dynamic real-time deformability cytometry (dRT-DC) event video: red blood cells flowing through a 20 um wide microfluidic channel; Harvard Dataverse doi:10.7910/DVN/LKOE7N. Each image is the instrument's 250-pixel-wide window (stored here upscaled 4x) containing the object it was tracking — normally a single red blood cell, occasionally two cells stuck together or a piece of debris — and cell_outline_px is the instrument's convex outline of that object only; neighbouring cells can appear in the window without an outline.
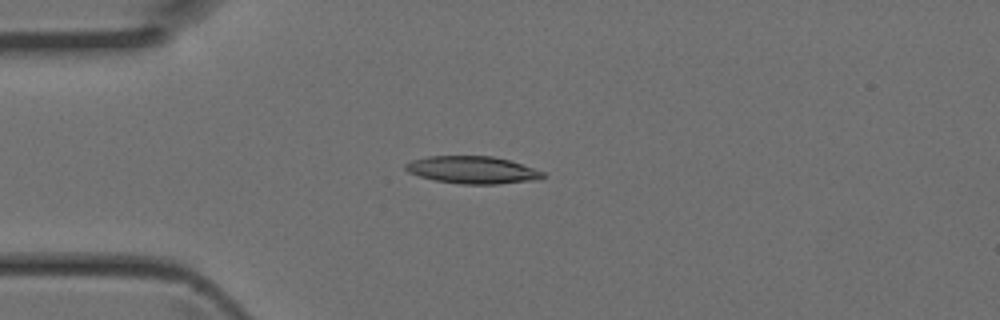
{"species": "Egyptian fruit bat (a non-hibernating species)", "species_latin": "Rousettus aegyptiacus", "temperature_condition": "room temperature", "stored_images_in_passage": 42, "camera_frame_rate_fps": 3000, "um_per_image_px": 0.085, "animal": {"sex": "female"}, "frame": {"image": 1, "passage_image": 10, "time_ms": 3.0, "image_size_px": [1000, 320], "cell_outline_px": [[548, 176], [540, 180], [500, 184], [460, 184], [436, 180], [420, 176], [408, 172], [404, 168], [404, 164], [412, 160], [428, 156], [492, 156], [508, 160], [544, 172]], "centroid_in_image_um": [40.19, 14.45], "position_along_channel_um": 44.8, "area_um2": 21.96}}
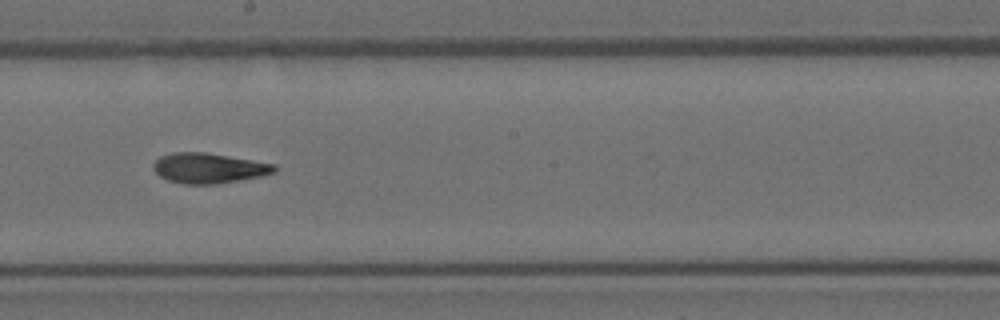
{"frame": {"image": 2, "passage_image": 23, "time_ms": 7.333, "image_size_px": [1000, 320], "cell_outline_px": [[276, 172], [260, 176], [216, 184], [184, 184], [168, 180], [160, 176], [152, 168], [152, 164], [160, 156], [172, 152], [204, 152], [276, 164]], "centroid_in_image_um": [17.72, 14.28], "position_along_channel_um": 230.5, "area_um2": 21.21}}
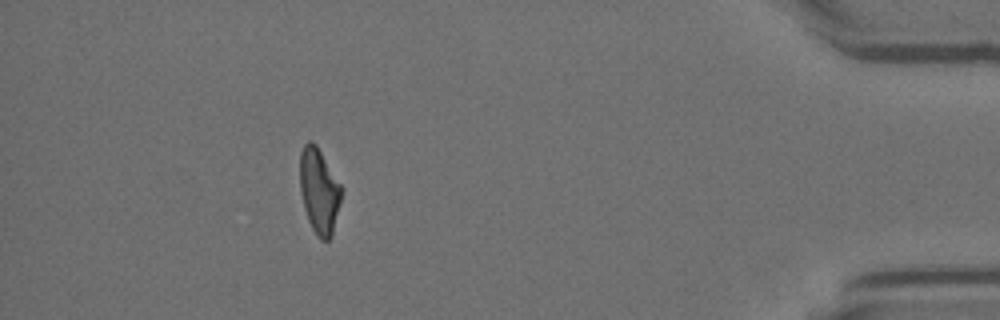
{"frame": {"image": 3, "passage_image": 38, "time_ms": 12.333, "image_size_px": [1000, 320], "cell_outline_px": [[344, 188], [332, 236], [328, 240], [320, 240], [316, 236], [308, 220], [304, 208], [300, 192], [300, 152], [304, 144], [308, 140], [312, 140], [316, 144]], "centroid_in_image_um": [27.14, 16.22], "position_along_channel_um": 408.1, "area_um2": 21.04}}